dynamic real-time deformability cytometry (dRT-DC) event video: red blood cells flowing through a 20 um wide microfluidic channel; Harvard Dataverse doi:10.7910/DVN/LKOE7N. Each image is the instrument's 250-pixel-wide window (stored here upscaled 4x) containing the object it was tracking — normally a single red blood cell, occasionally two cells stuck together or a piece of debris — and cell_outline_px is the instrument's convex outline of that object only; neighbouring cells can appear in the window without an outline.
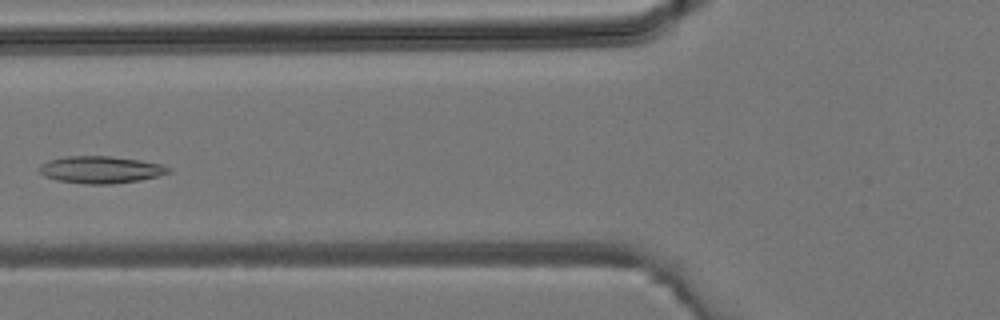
{"species": "common noctule bat (a hibernating species)", "species_latin": "Nyctalus noctula", "temperature_condition": "room temperature", "stored_images_in_passage": 30, "camera_frame_rate_fps": 3000, "um_per_image_px": 0.085, "animal": {"sex": "male", "body_mass_g": 19.2, "forearm_length_mm": 51.8}, "frame": {"image": 1, "passage_image": 7, "time_ms": 2.0, "image_size_px": [1000, 320], "cell_outline_px": [[172, 172], [140, 180], [108, 184], [84, 184], [56, 180], [44, 176], [40, 172], [40, 164], [48, 160], [68, 156], [108, 156], [140, 160], [160, 164], [172, 168]], "centroid_in_image_um": [8.55, 14.42], "position_along_channel_um": 117.2, "area_um2": 20.35}}
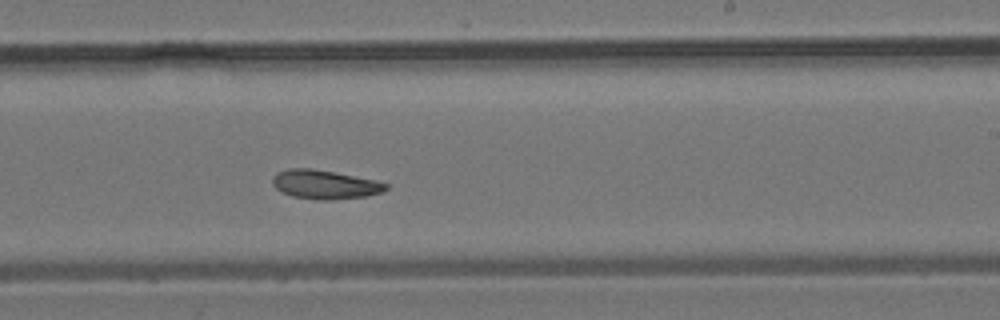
{"frame": {"image": 2, "passage_image": 15, "time_ms": 4.667, "image_size_px": [1000, 320], "cell_outline_px": [[388, 188], [380, 192], [368, 196], [332, 200], [316, 200], [292, 196], [276, 188], [272, 184], [272, 176], [276, 172], [288, 168], [312, 168], [376, 180], [388, 184]], "centroid_in_image_um": [27.59, 15.68], "position_along_channel_um": 261.4, "area_um2": 19.19}}
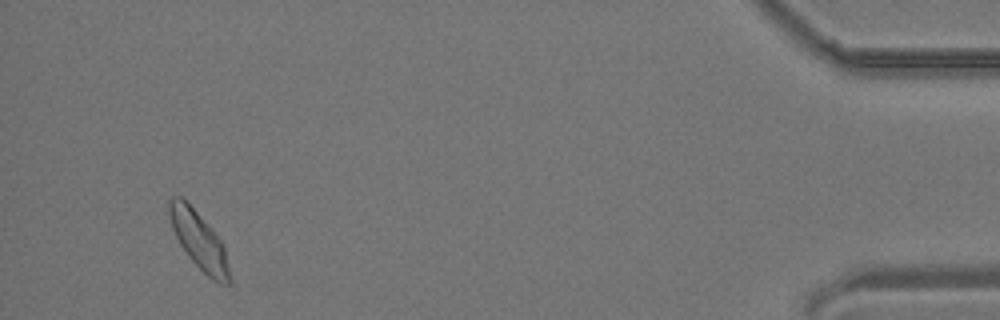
{"frame": {"image": 3, "passage_image": 28, "time_ms": 9.0, "image_size_px": [1000, 320], "cell_outline_px": [[232, 284], [220, 284], [212, 280], [188, 256], [180, 244], [172, 228], [168, 212], [168, 200], [172, 196], [184, 196], [212, 228], [224, 244]], "centroid_in_image_um": [16.91, 20.39], "position_along_channel_um": 418.3, "area_um2": 20.52}}